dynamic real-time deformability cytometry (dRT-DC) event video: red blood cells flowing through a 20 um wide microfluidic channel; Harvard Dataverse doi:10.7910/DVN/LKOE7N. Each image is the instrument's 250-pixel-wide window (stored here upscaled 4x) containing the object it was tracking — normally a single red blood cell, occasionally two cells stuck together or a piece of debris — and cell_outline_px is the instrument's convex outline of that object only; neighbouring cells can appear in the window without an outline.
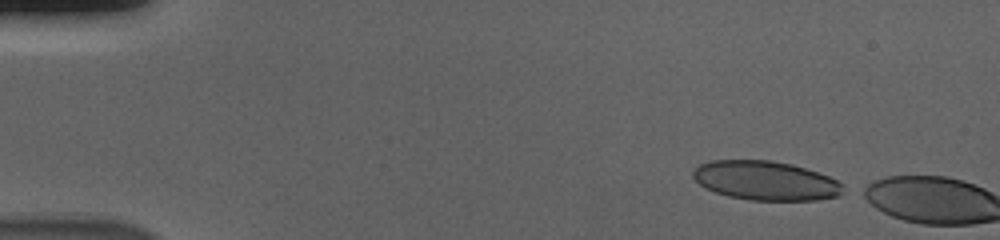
{"species": "human", "species_latin": "Homo sapiens", "temperature_condition": "cold", "stored_images_in_passage": 10, "camera_frame_rate_fps": 3000, "um_per_image_px": 0.085, "donor": {"sex": "male"}, "frame": {"image": 1, "passage_image": 1, "time_ms": 0.0, "image_size_px": [1000, 240], "cell_outline_px": [[840, 192], [836, 196], [816, 200], [752, 200], [728, 196], [704, 188], [692, 176], [692, 172], [700, 164], [712, 160], [768, 160], [792, 164], [828, 176], [836, 180], [840, 184]], "centroid_in_image_um": [65.0, 15.35], "position_along_channel_um": 20.0, "area_um2": 33.76}}